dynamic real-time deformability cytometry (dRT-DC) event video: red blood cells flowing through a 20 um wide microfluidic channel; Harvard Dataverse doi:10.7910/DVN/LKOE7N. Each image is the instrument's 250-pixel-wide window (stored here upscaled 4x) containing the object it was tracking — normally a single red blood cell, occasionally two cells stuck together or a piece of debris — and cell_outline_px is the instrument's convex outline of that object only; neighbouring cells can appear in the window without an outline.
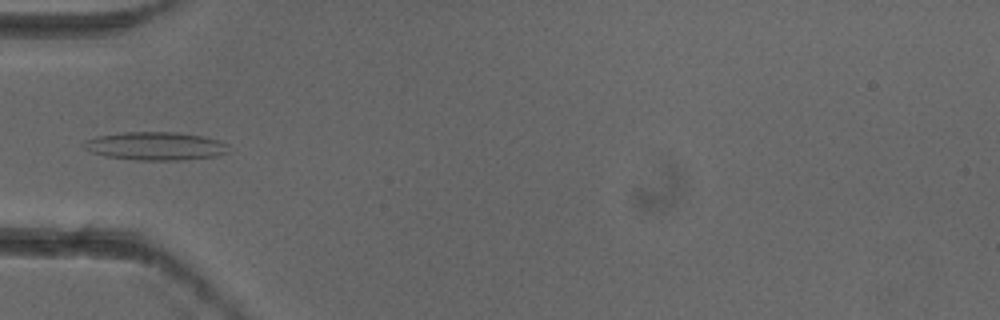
{"species": "common noctule bat (a hibernating species)", "species_latin": "Nyctalus noctula", "temperature_condition": "cold", "stored_images_in_passage": 5, "camera_frame_rate_fps": 3000, "um_per_image_px": 0.085, "animal": {"sex": "female"}, "frame": {"image": 1, "passage_image": 4, "time_ms": 1.0, "image_size_px": [1000, 320], "cell_outline_px": [[228, 152], [216, 156], [180, 160], [136, 160], [104, 156], [92, 152], [84, 148], [80, 144], [84, 140], [96, 136], [124, 132], [180, 132], [204, 136], [228, 144]], "centroid_in_image_um": [13.18, 12.41], "position_along_channel_um": 71.8, "area_um2": 23.99}}